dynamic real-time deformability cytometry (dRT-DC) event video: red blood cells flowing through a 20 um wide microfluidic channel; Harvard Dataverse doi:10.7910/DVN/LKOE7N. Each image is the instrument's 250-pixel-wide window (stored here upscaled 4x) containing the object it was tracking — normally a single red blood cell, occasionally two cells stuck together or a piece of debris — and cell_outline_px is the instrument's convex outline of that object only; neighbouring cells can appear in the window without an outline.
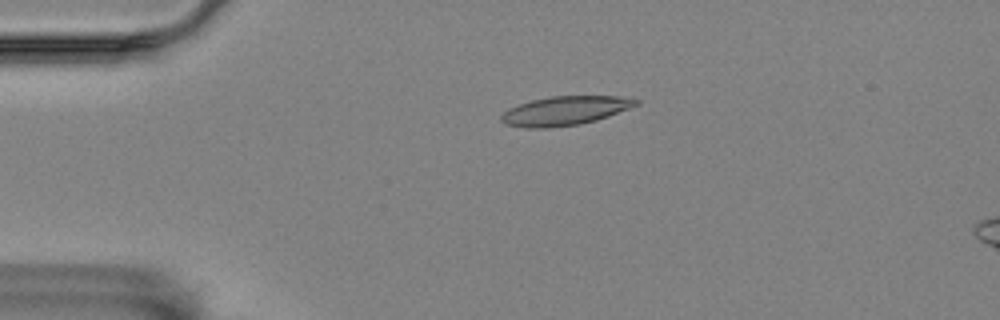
{"species": "Egyptian fruit bat (a non-hibernating species)", "species_latin": "Rousettus aegyptiacus", "temperature_condition": "room temperature", "stored_images_in_passage": 5, "camera_frame_rate_fps": 3000, "um_per_image_px": 0.085, "animal": {"sex": "female"}, "frame": {"image": 1, "passage_image": 4, "time_ms": 1.0, "image_size_px": [1000, 320], "cell_outline_px": [[640, 104], [608, 116], [596, 120], [580, 124], [548, 128], [524, 128], [508, 124], [500, 120], [500, 116], [508, 108], [532, 100], [552, 96], [616, 96], [640, 100]], "centroid_in_image_um": [48.02, 9.41], "position_along_channel_um": 37.0, "area_um2": 22.66}}